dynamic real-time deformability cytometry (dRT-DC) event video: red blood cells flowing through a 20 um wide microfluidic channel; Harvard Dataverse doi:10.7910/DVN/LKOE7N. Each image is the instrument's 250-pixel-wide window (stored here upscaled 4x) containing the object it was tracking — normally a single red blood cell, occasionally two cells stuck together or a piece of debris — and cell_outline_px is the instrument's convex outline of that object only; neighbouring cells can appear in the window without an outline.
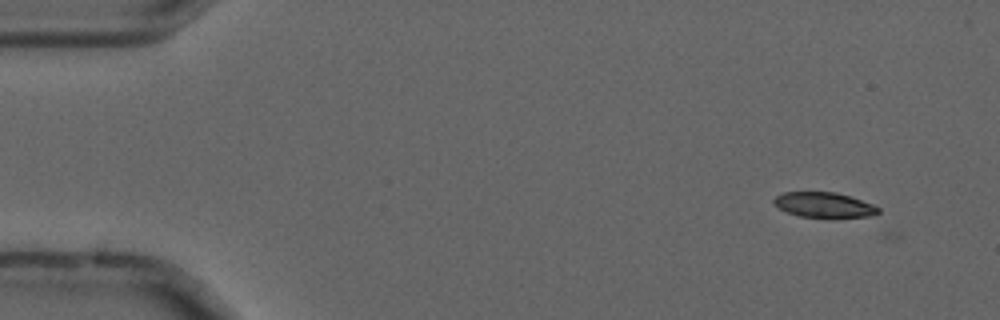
{"species": "common noctule bat (a hibernating species)", "species_latin": "Nyctalus noctula", "temperature_condition": "cold", "stored_images_in_passage": 3, "camera_frame_rate_fps": 3000, "um_per_image_px": 0.085, "animal": {"sex": "male", "forearm_length_mm": 52.5}, "frame": {"image": 1, "passage_image": 2, "time_ms": 0.333, "image_size_px": [1000, 320], "cell_outline_px": [[880, 212], [872, 216], [828, 220], [800, 216], [788, 212], [780, 208], [772, 200], [776, 196], [784, 192], [836, 192], [872, 204], [880, 208]], "centroid_in_image_um": [70.09, 17.46], "position_along_channel_um": 14.9, "area_um2": 15.78}}